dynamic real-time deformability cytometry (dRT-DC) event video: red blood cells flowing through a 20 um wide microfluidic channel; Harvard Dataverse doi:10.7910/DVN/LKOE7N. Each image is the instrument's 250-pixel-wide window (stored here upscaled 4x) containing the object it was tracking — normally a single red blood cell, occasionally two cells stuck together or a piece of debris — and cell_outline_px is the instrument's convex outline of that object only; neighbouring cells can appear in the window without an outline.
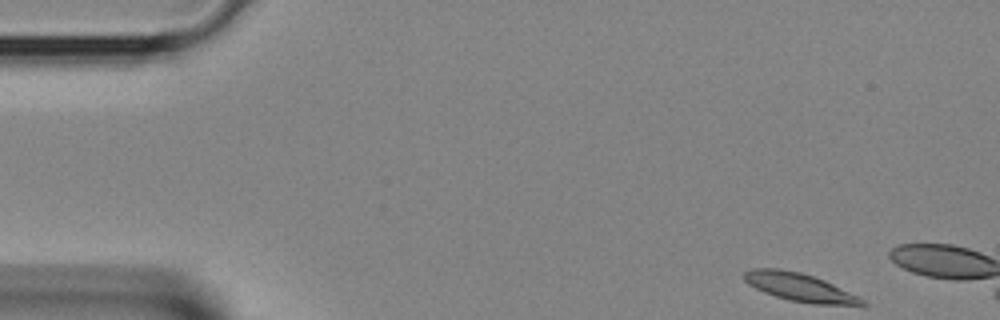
{"species": "Egyptian fruit bat (a non-hibernating species)", "species_latin": "Rousettus aegyptiacus", "temperature_condition": "room temperature", "stored_images_in_passage": 6, "camera_frame_rate_fps": 3000, "um_per_image_px": 0.085, "animal": {"sex": "female"}, "frame": {"image": 1, "passage_image": 1, "time_ms": 0.0, "image_size_px": [1000, 320], "cell_outline_px": [[868, 304], [812, 304], [788, 300], [764, 292], [748, 284], [744, 280], [744, 272], [752, 268], [780, 268], [800, 272], [824, 280], [860, 296]], "centroid_in_image_um": [67.94, 24.4], "position_along_channel_um": 17.1, "area_um2": 19.19}}